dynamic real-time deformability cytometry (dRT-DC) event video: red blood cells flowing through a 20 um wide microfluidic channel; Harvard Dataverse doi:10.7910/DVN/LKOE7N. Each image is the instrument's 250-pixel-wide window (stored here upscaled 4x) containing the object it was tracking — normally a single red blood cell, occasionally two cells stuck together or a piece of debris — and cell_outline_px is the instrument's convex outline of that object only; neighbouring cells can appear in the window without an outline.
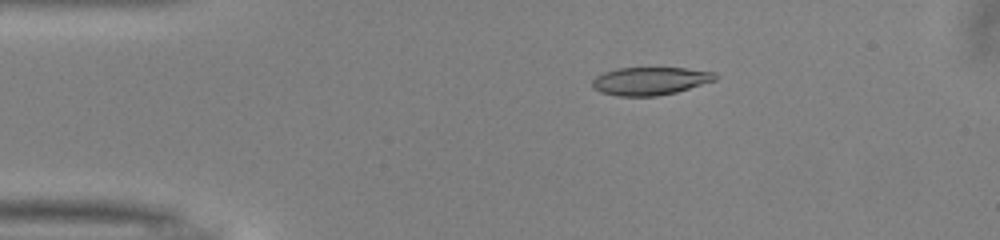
{"species": "common noctule bat (a hibernating species)", "species_latin": "Nyctalus noctula", "temperature_condition": "warm", "stored_images_in_passage": 37, "camera_frame_rate_fps": 3000, "um_per_image_px": 0.085, "animal": {"sex": "male", "body_mass_g": 13.0, "forearm_length_mm": 53.1}, "frame": {"image": 1, "passage_image": 9, "time_ms": 2.667, "image_size_px": [1000, 240], "cell_outline_px": [[716, 80], [676, 92], [656, 96], [616, 96], [600, 92], [592, 88], [592, 80], [596, 76], [604, 72], [620, 68], [684, 68], [716, 72]], "centroid_in_image_um": [55.24, 6.89], "position_along_channel_um": 29.8, "area_um2": 20.0}}
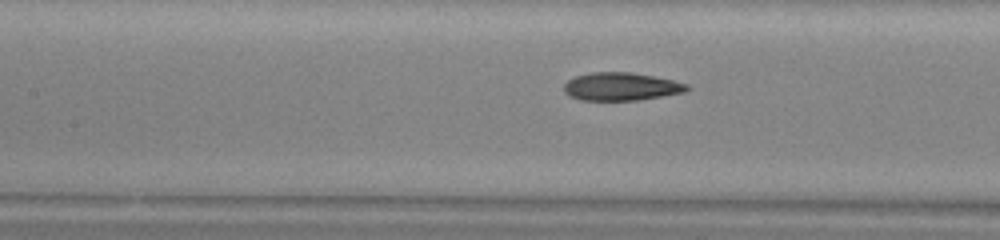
{"frame": {"image": 2, "passage_image": 22, "time_ms": 7.0, "image_size_px": [1000, 240], "cell_outline_px": [[692, 88], [684, 92], [640, 100], [580, 100], [568, 96], [564, 92], [564, 84], [568, 80], [576, 76], [592, 72], [632, 72], [672, 80], [688, 84]], "centroid_in_image_um": [52.79, 7.36], "position_along_channel_um": 154.6, "area_um2": 20.11}}
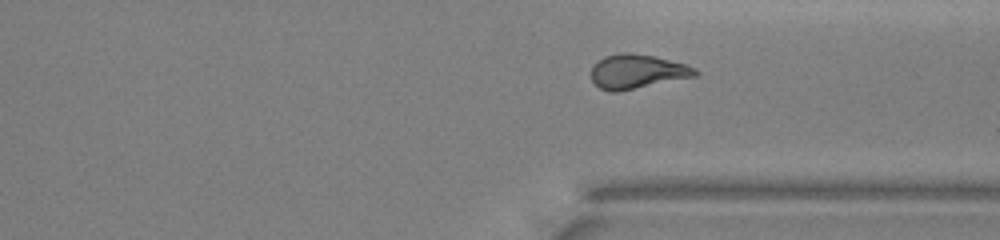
{"frame": {"image": 3, "passage_image": 37, "time_ms": 12.0, "image_size_px": [1000, 240], "cell_outline_px": [[700, 72], [696, 76], [616, 92], [612, 92], [600, 88], [592, 80], [592, 68], [604, 56], [624, 52], [628, 52], [656, 56], [684, 64], [696, 68]], "centroid_in_image_um": [54.18, 6.07], "position_along_channel_um": 357.2, "area_um2": 20.52}}